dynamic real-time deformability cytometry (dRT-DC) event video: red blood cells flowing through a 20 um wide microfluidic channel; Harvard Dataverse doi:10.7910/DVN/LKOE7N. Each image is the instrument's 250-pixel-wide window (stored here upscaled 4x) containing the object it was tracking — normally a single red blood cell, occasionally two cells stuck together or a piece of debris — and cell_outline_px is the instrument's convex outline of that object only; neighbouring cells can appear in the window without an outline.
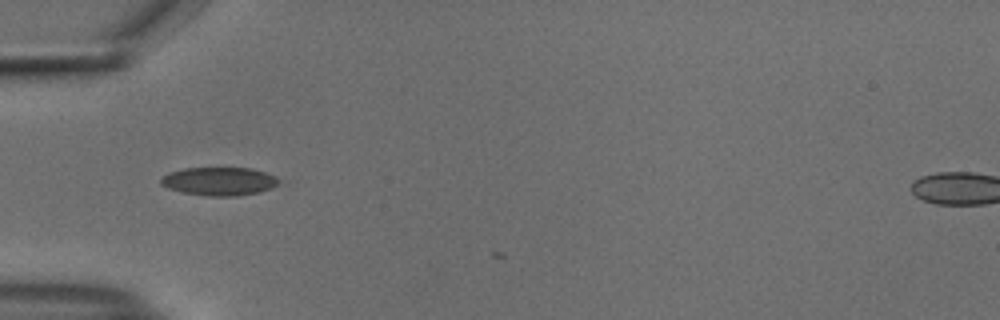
{"species": "common noctule bat (a hibernating species)", "species_latin": "Nyctalus noctula", "temperature_condition": "cold", "stored_images_in_passage": 3, "camera_frame_rate_fps": 3000, "um_per_image_px": 0.085, "animal": {"sex": "male", "body_mass_g": 18.8}, "frame": {"image": 1, "passage_image": 1, "time_ms": 0.0, "image_size_px": [1000, 320], "cell_outline_px": [[280, 184], [272, 188], [260, 192], [236, 196], [208, 196], [180, 192], [168, 188], [160, 184], [160, 180], [168, 172], [184, 168], [252, 168], [276, 176], [280, 180]], "centroid_in_image_um": [18.65, 15.41], "position_along_channel_um": 66.4, "area_um2": 19.65}}